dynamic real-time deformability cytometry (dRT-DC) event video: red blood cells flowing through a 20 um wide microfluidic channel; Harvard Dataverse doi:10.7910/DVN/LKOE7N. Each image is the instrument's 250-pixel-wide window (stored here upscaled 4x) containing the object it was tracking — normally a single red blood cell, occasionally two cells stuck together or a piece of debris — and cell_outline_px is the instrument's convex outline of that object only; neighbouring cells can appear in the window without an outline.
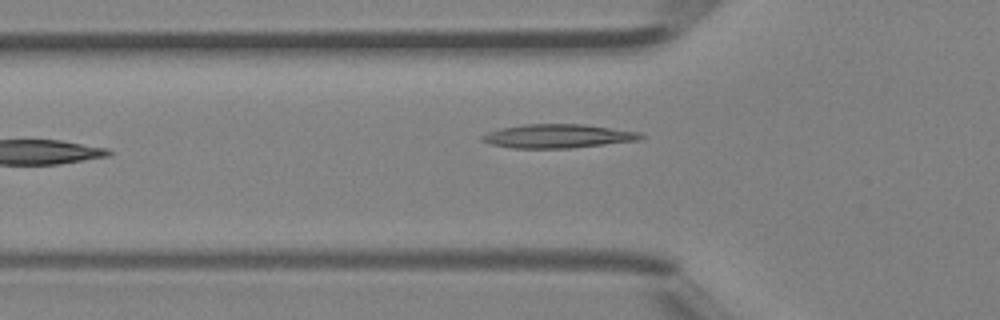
{"species": "Egyptian fruit bat (a non-hibernating species)", "species_latin": "Rousettus aegyptiacus", "temperature_condition": "room temperature", "stored_images_in_passage": 5, "camera_frame_rate_fps": 3000, "um_per_image_px": 0.085, "animal": {"sex": "female"}, "frame": {"image": 1, "passage_image": 5, "time_ms": 1.333, "image_size_px": [1000, 320], "cell_outline_px": [[644, 136], [640, 140], [572, 148], [512, 148], [492, 144], [480, 140], [480, 136], [488, 132], [500, 128], [524, 124], [584, 124], [640, 132]], "centroid_in_image_um": [47.41, 11.57], "position_along_channel_um": 78.4, "area_um2": 22.02}}